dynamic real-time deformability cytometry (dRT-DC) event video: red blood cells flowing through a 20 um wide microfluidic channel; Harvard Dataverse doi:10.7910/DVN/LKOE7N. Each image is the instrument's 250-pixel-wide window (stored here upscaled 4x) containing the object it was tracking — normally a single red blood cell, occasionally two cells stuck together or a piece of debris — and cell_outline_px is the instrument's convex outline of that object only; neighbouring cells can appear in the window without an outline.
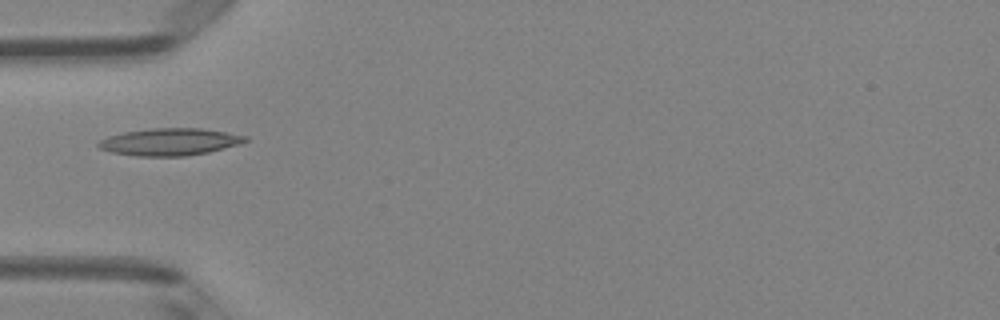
{"species": "Egyptian fruit bat (a non-hibernating species)", "species_latin": "Rousettus aegyptiacus", "temperature_condition": "room temperature", "stored_images_in_passage": 5, "camera_frame_rate_fps": 3000, "um_per_image_px": 0.085, "animal": {"sex": "female"}, "frame": {"image": 1, "passage_image": 4, "time_ms": 4.333, "image_size_px": [1000, 320], "cell_outline_px": [[248, 140], [240, 144], [208, 152], [184, 156], [136, 156], [112, 152], [100, 148], [96, 144], [100, 140], [108, 136], [124, 132], [152, 128], [200, 128], [248, 136]], "centroid_in_image_um": [14.42, 12.05], "position_along_channel_um": 70.6, "area_um2": 23.12}}
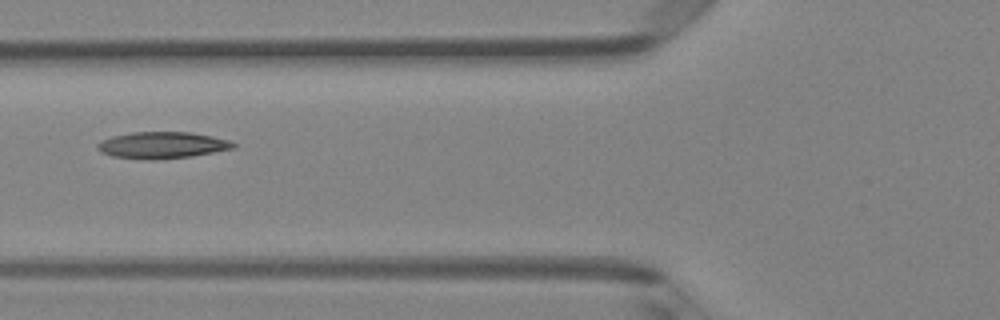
{"frame": {"image": 2, "passage_image": 5, "time_ms": 5.333, "image_size_px": [1000, 320], "cell_outline_px": [[236, 148], [192, 156], [112, 156], [100, 152], [96, 148], [96, 144], [100, 140], [112, 136], [132, 132], [192, 132], [232, 140], [236, 144]], "centroid_in_image_um": [13.84, 12.27], "position_along_channel_um": 112.0, "area_um2": 20.11}}